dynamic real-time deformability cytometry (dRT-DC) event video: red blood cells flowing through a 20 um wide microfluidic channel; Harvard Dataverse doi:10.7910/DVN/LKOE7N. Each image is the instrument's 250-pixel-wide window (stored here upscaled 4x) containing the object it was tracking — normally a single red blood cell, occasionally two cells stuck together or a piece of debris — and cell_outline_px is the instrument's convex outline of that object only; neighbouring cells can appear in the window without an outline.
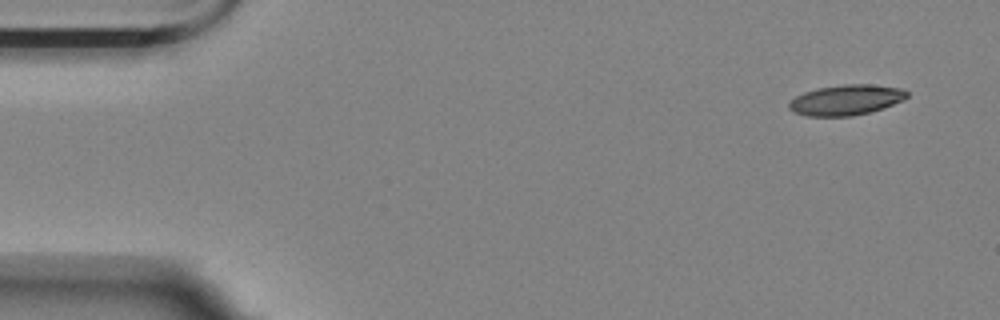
{"species": "Egyptian fruit bat (a non-hibernating species)", "species_latin": "Rousettus aegyptiacus", "temperature_condition": "room temperature", "stored_images_in_passage": 6, "camera_frame_rate_fps": 3000, "um_per_image_px": 0.085, "animal": {"sex": "female"}, "frame": {"image": 1, "passage_image": 1, "time_ms": 0.0, "image_size_px": [1000, 320], "cell_outline_px": [[908, 96], [904, 100], [884, 108], [852, 116], [808, 116], [796, 112], [788, 108], [788, 100], [804, 92], [816, 88], [844, 84], [872, 84], [900, 88], [908, 92]], "centroid_in_image_um": [71.91, 8.49], "position_along_channel_um": 13.1, "area_um2": 20.98}}